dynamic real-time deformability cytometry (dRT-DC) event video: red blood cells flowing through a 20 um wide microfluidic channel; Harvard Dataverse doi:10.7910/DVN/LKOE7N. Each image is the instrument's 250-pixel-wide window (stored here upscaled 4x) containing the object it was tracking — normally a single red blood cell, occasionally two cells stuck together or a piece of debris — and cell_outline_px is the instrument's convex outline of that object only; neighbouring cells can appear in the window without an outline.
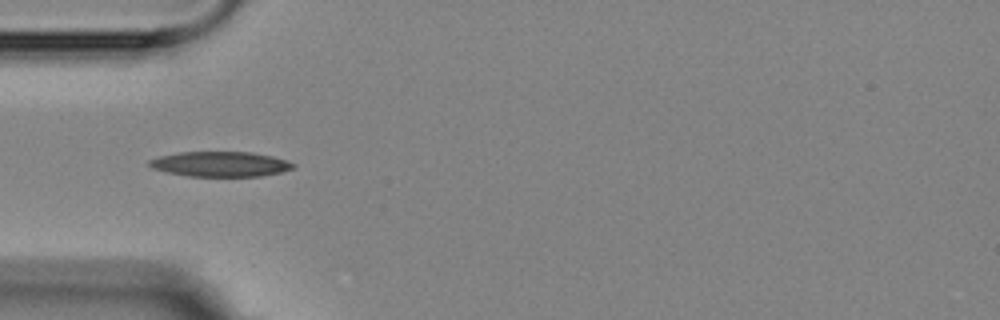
{"species": "Egyptian fruit bat (a non-hibernating species)", "species_latin": "Rousettus aegyptiacus", "temperature_condition": "room temperature", "stored_images_in_passage": 10, "camera_frame_rate_fps": 3000, "um_per_image_px": 0.085, "animal": {"sex": "female"}, "frame": {"image": 1, "passage_image": 4, "time_ms": 3.667, "image_size_px": [1000, 320], "cell_outline_px": [[296, 164], [292, 168], [280, 172], [260, 176], [188, 176], [168, 172], [152, 168], [148, 164], [148, 160], [160, 156], [180, 152], [252, 152], [272, 156]], "centroid_in_image_um": [18.7, 13.94], "position_along_channel_um": 66.3, "area_um2": 20.81}}
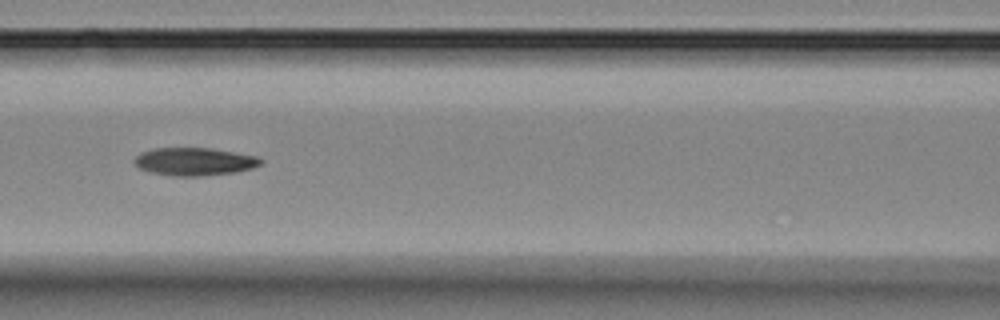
{"frame": {"image": 2, "passage_image": 6, "time_ms": 6.0, "image_size_px": [1000, 320], "cell_outline_px": [[264, 160], [260, 164], [252, 168], [236, 172], [204, 176], [172, 176], [152, 172], [140, 168], [136, 164], [136, 156], [140, 152], [156, 148], [208, 148], [256, 156]], "centroid_in_image_um": [16.54, 13.74], "position_along_channel_um": 150.1, "area_um2": 20.29}}
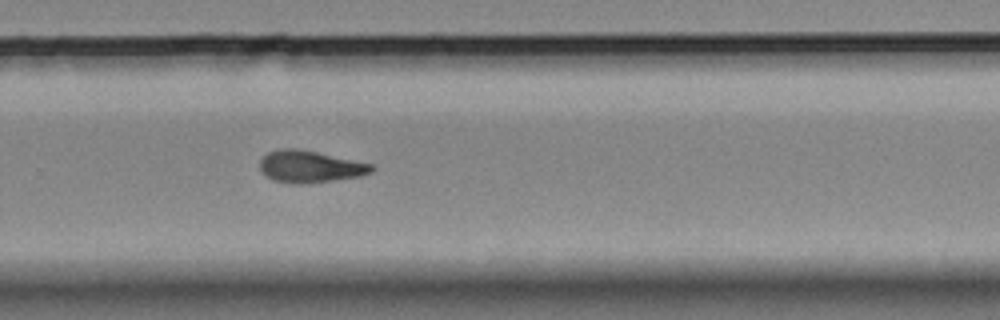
{"frame": {"image": 3, "passage_image": 10, "time_ms": 10.333, "image_size_px": [1000, 320], "cell_outline_px": [[376, 168], [372, 172], [360, 176], [304, 184], [292, 184], [272, 180], [260, 168], [260, 160], [268, 152], [280, 148], [296, 148], [316, 152], [372, 164]], "centroid_in_image_um": [26.35, 14.16], "position_along_channel_um": 303.5, "area_um2": 20.63}}